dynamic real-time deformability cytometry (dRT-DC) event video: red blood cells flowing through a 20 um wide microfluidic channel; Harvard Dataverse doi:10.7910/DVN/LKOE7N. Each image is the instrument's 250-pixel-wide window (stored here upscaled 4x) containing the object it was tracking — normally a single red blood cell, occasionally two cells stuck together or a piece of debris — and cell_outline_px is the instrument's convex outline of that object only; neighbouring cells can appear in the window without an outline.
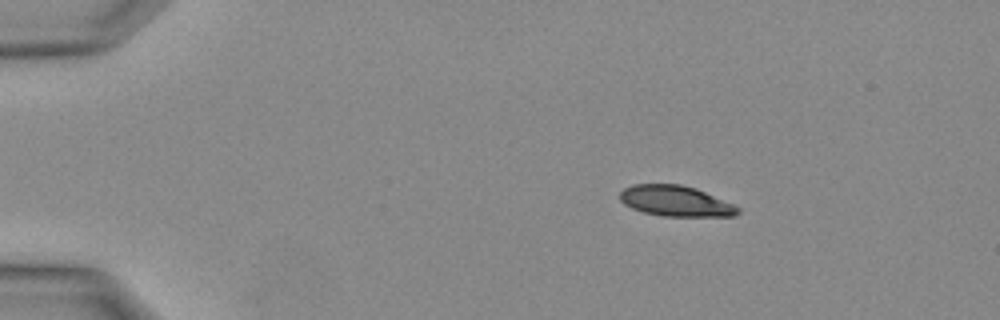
{"species": "Egyptian fruit bat (a non-hibernating species)", "species_latin": "Rousettus aegyptiacus", "temperature_condition": "warm", "stored_images_in_passage": 9, "camera_frame_rate_fps": 3000, "um_per_image_px": 0.085, "animal": {"sex": "female"}, "frame": {"image": 1, "passage_image": 2, "time_ms": 0.333, "image_size_px": [1000, 320], "cell_outline_px": [[740, 212], [732, 216], [664, 216], [644, 212], [632, 208], [624, 204], [620, 200], [620, 192], [624, 188], [632, 184], [680, 184], [696, 188], [732, 204], [740, 208]], "centroid_in_image_um": [57.4, 17.08], "position_along_channel_um": 27.6, "area_um2": 20.92}}
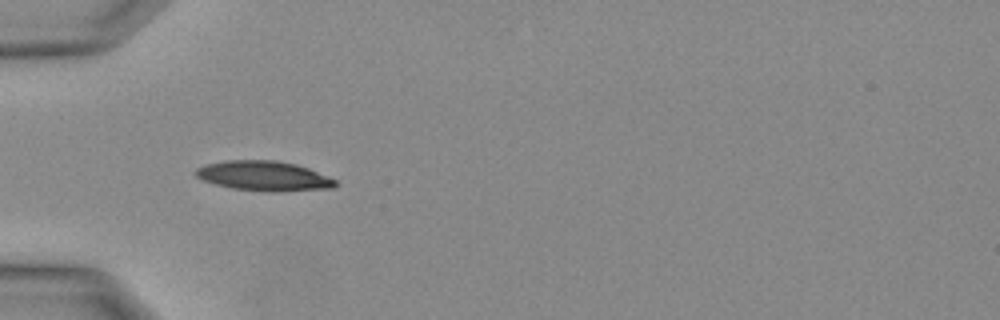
{"frame": {"image": 2, "passage_image": 7, "time_ms": 2.0, "image_size_px": [1000, 320], "cell_outline_px": [[336, 188], [276, 192], [268, 192], [232, 188], [216, 184], [204, 180], [196, 176], [192, 172], [196, 168], [204, 164], [224, 160], [276, 160], [296, 164], [308, 168], [328, 176], [336, 180]], "centroid_in_image_um": [22.42, 14.95], "position_along_channel_um": 62.6, "area_um2": 24.51}}
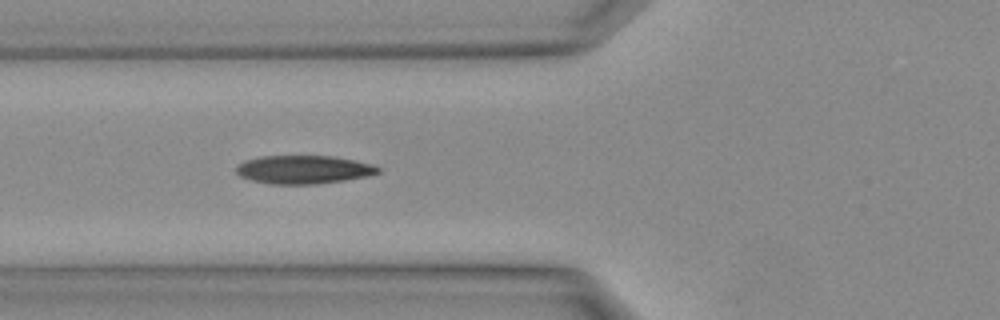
{"frame": {"image": 3, "passage_image": 9, "time_ms": 2.667, "image_size_px": [1000, 320], "cell_outline_px": [[380, 172], [368, 176], [344, 180], [312, 184], [272, 184], [252, 180], [240, 176], [236, 172], [236, 164], [244, 160], [260, 156], [332, 156], [352, 160], [368, 164], [380, 168]], "centroid_in_image_um": [25.74, 14.41], "position_along_channel_um": 100.1, "area_um2": 23.24}}